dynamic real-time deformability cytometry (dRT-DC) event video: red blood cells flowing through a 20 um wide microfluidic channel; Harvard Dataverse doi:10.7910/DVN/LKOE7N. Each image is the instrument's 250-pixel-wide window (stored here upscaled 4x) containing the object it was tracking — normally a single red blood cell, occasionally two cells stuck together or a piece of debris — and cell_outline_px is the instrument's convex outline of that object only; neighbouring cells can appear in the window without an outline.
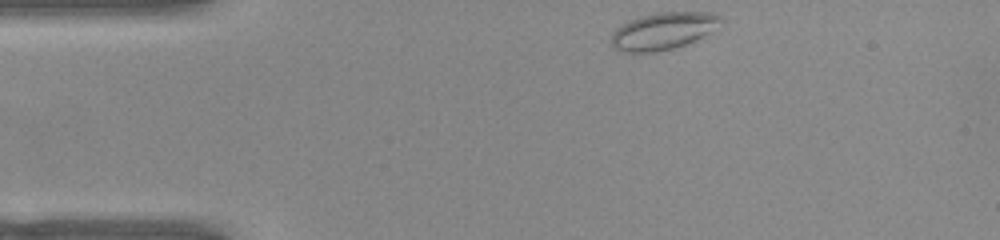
{"species": "common noctule bat (a hibernating species)", "species_latin": "Nyctalus noctula", "temperature_condition": "warm", "stored_images_in_passage": 45, "camera_frame_rate_fps": 3000, "um_per_image_px": 0.085, "animal": {"sex": "female", "body_mass_g": 22.0, "forearm_length_mm": 56.7}, "frame": {"image": 1, "passage_image": 1, "time_ms": 0.0, "image_size_px": [1000, 240], "cell_outline_px": [[724, 20], [708, 32], [696, 40], [672, 48], [656, 52], [620, 52], [612, 44], [612, 32], [620, 24], [628, 20], [640, 16], [656, 12], [712, 12], [720, 16]], "centroid_in_image_um": [56.33, 2.62], "position_along_channel_um": 28.7, "area_um2": 23.58}}
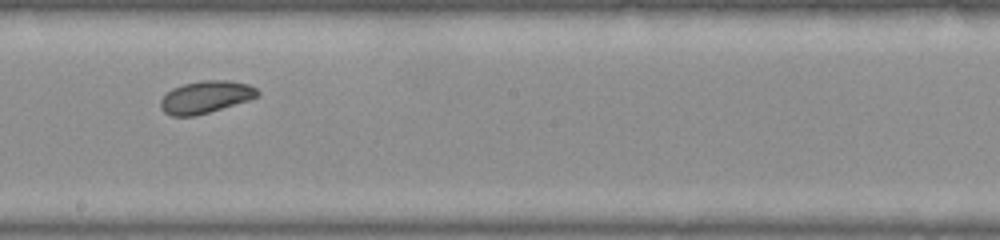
{"frame": {"image": 2, "passage_image": 21, "time_ms": 6.667, "image_size_px": [1000, 240], "cell_outline_px": [[260, 92], [256, 96], [248, 100], [208, 112], [192, 116], [172, 116], [164, 112], [160, 108], [160, 100], [172, 88], [184, 84], [204, 80], [228, 80], [248, 84], [256, 88]], "centroid_in_image_um": [17.45, 8.24], "position_along_channel_um": 230.7, "area_um2": 17.98}}
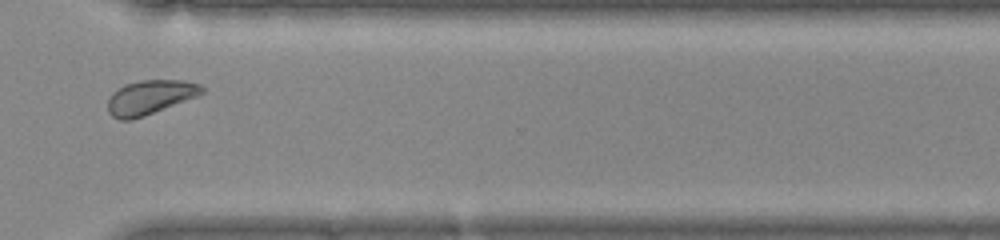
{"frame": {"image": 3, "passage_image": 31, "time_ms": 10.0, "image_size_px": [1000, 240], "cell_outline_px": [[204, 92], [196, 96], [144, 116], [132, 120], [120, 120], [112, 116], [108, 112], [108, 100], [112, 92], [124, 84], [140, 80], [184, 80], [200, 84], [204, 88]], "centroid_in_image_um": [12.72, 8.26], "position_along_channel_um": 357.9, "area_um2": 18.73}, "authors_computed_cell_mechanics": {"area_um2": 19.3052, "velocity_mm_per_s": 3.8034, "shape_relaxation_time_tau1_ms": 3.9449, "shape_relaxation_time_tau2_ms": null, "deformation_change_tau1": 0.0559, "deformation_change_tau2": null}}